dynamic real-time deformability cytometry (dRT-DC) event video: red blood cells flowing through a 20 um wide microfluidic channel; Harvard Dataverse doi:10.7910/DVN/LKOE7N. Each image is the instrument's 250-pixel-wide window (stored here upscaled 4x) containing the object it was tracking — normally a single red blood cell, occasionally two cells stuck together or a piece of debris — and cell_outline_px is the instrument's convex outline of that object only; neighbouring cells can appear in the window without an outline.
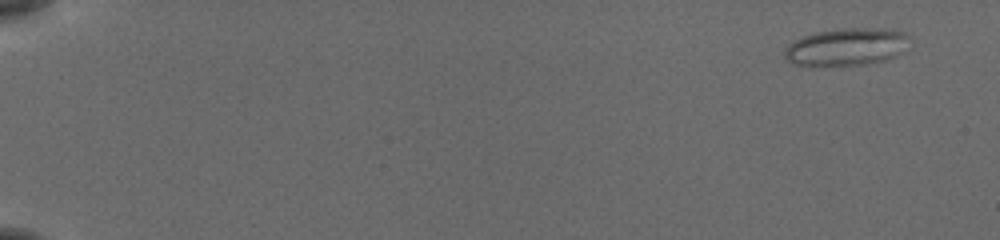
{"species": "common noctule bat (a hibernating species)", "species_latin": "Nyctalus noctula", "temperature_condition": "cold", "stored_images_in_passage": 53, "camera_frame_rate_fps": 3000, "um_per_image_px": 0.085, "animal": {"sex": "female", "body_mass_g": 19.5, "forearm_length_mm": 54.1}, "frame": {"image": 1, "passage_image": 1, "time_ms": 0.0, "image_size_px": [1000, 240], "cell_outline_px": [[912, 48], [888, 60], [860, 64], [792, 64], [784, 60], [784, 48], [792, 40], [816, 32], [840, 28], [884, 28], [904, 32], [912, 36]], "centroid_in_image_um": [72.06, 3.95], "position_along_channel_um": 12.9, "area_um2": 27.74}}
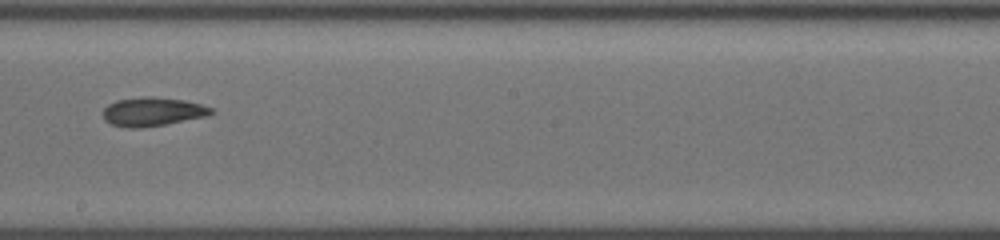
{"frame": {"image": 2, "passage_image": 32, "time_ms": 10.333, "image_size_px": [1000, 240], "cell_outline_px": [[216, 112], [204, 116], [164, 124], [132, 128], [112, 124], [104, 120], [104, 108], [108, 104], [116, 100], [140, 96], [152, 96], [184, 100], [200, 104], [212, 108]], "centroid_in_image_um": [12.95, 9.46], "position_along_channel_um": 235.3, "area_um2": 17.86}}
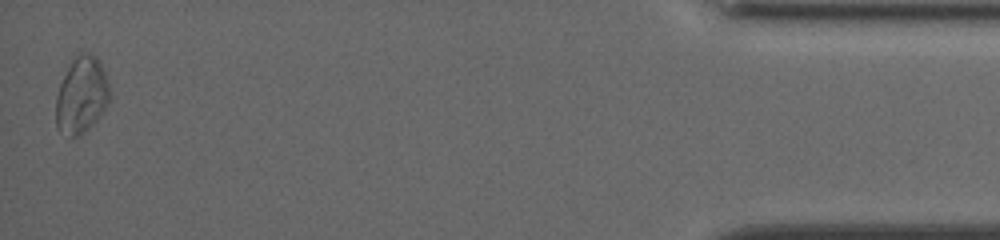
{"frame": {"image": 3, "passage_image": 53, "time_ms": 17.333, "image_size_px": [1000, 240], "cell_outline_px": [[108, 104], [96, 120], [80, 136], [72, 136], [56, 128], [56, 96], [60, 84], [76, 52], [88, 52], [96, 56], [100, 60], [108, 80]], "centroid_in_image_um": [6.93, 8.04], "position_along_channel_um": 428.3, "area_um2": 23.81}, "authors_computed_cell_mechanics": {"area_um2": 19.941, "velocity_mm_per_s": 3.8025, "shape_relaxation_time_tau1_ms": null, "shape_relaxation_time_tau2_ms": 4.9044, "deformation_change_tau1": null, "deformation_change_tau2": 0.1228}}